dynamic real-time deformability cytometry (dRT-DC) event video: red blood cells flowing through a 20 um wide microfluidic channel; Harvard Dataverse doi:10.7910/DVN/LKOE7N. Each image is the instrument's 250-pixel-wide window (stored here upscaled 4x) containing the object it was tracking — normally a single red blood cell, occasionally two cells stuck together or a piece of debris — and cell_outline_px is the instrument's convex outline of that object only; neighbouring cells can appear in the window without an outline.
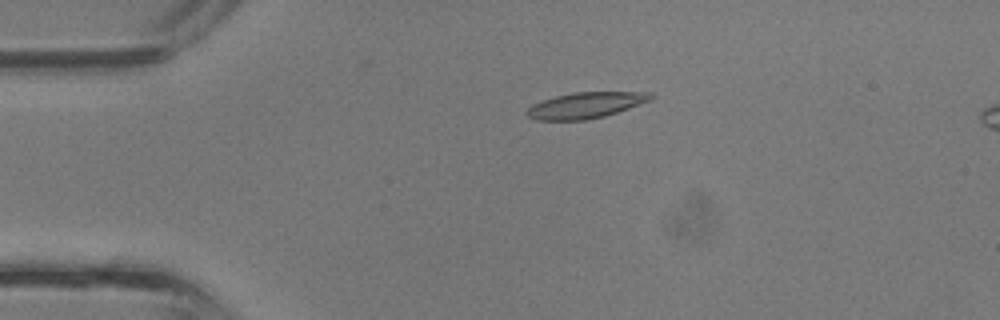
{"species": "common noctule bat (a hibernating species)", "species_latin": "Nyctalus noctula", "temperature_condition": "room temperature", "stored_images_in_passage": 39, "segment_of_instrument_passage": [1, 2], "camera_frame_rate_fps": 3000, "um_per_image_px": 0.085, "animal": {"sex": "male", "body_mass_g": 13.3}, "frame": {"image": 1, "passage_image": 8, "time_ms": 2.333, "image_size_px": [1000, 320], "cell_outline_px": [[656, 96], [652, 100], [604, 116], [584, 120], [536, 120], [528, 116], [524, 112], [532, 104], [556, 96], [572, 92], [652, 92]], "centroid_in_image_um": [49.8, 8.94], "position_along_channel_um": 35.2, "area_um2": 18.73}}
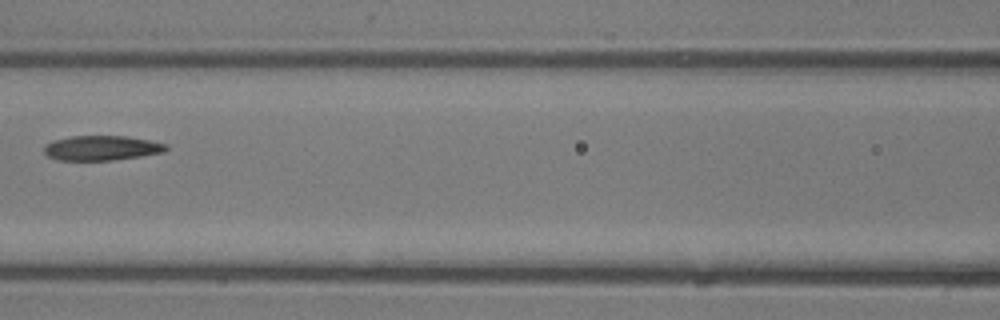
{"frame": {"image": 2, "passage_image": 17, "time_ms": 5.333, "image_size_px": [1000, 320], "cell_outline_px": [[168, 148], [164, 152], [140, 156], [112, 160], [60, 160], [48, 156], [44, 152], [44, 144], [52, 140], [72, 136], [124, 136], [148, 140], [168, 144]], "centroid_in_image_um": [8.62, 12.57], "position_along_channel_um": 158.0, "area_um2": 17.57}}
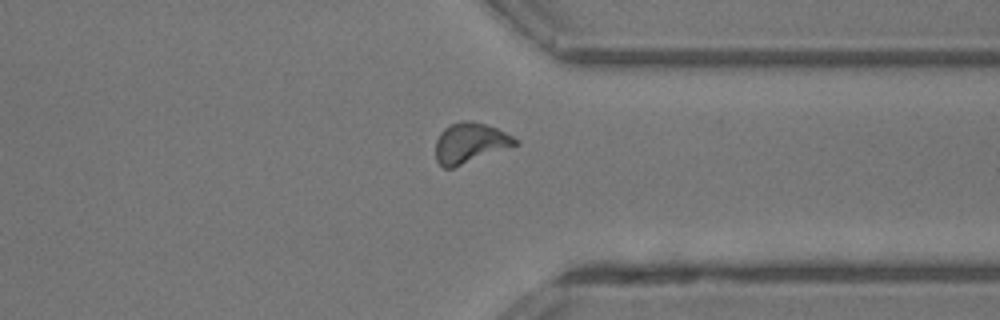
{"frame": {"image": 3, "passage_image": 29, "time_ms": 9.333, "image_size_px": [1000, 320], "cell_outline_px": [[520, 144], [452, 168], [444, 168], [436, 160], [436, 140], [440, 132], [444, 128], [460, 120], [468, 120], [484, 124], [496, 128], [520, 140]], "centroid_in_image_um": [39.96, 12.15], "position_along_channel_um": 371.4, "area_um2": 18.61}}